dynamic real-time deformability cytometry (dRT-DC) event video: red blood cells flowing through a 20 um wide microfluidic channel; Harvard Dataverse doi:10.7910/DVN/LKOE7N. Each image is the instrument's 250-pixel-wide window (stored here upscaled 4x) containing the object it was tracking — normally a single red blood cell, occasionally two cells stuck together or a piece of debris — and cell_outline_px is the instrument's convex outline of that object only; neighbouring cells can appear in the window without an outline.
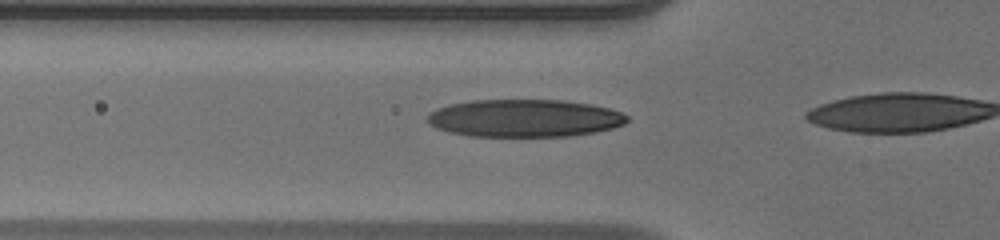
{"species": "human", "species_latin": "Homo sapiens", "temperature_condition": "warm", "stored_images_in_passage": 5, "camera_frame_rate_fps": 3000, "um_per_image_px": 0.085, "donor": {"sex": "male"}, "frame": {"image": 1, "passage_image": 3, "time_ms": 0.667, "image_size_px": [1000, 240], "cell_outline_px": [[628, 120], [624, 124], [612, 128], [596, 132], [568, 136], [468, 136], [448, 132], [436, 128], [428, 120], [428, 116], [436, 108], [448, 104], [472, 100], [564, 100], [592, 104], [608, 108], [620, 112], [628, 116]], "centroid_in_image_um": [44.59, 10.04], "position_along_channel_um": 81.2, "area_um2": 43.81}}